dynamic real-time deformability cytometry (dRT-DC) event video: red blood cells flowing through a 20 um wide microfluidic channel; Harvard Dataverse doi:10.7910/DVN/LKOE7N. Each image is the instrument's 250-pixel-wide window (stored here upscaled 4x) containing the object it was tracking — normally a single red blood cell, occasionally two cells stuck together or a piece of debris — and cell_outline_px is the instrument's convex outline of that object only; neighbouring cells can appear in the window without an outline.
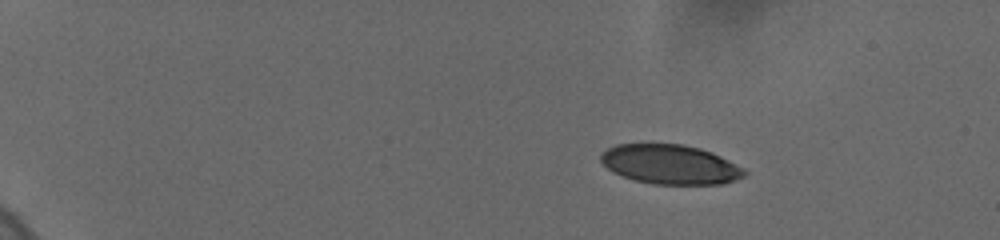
{"species": "human", "species_latin": "Homo sapiens", "temperature_condition": "cold", "stored_images_in_passage": 21, "camera_frame_rate_fps": 3000, "um_per_image_px": 0.085, "donor": {"sex": "female"}, "frame": {"image": 1, "passage_image": 7, "time_ms": 3.0, "image_size_px": [1000, 240], "cell_outline_px": [[748, 172], [744, 176], [720, 184], [656, 184], [636, 180], [624, 176], [608, 168], [600, 160], [600, 152], [616, 144], [684, 144], [700, 148], [712, 152], [744, 168]], "centroid_in_image_um": [56.97, 13.96], "position_along_channel_um": 28.0, "area_um2": 32.77}}
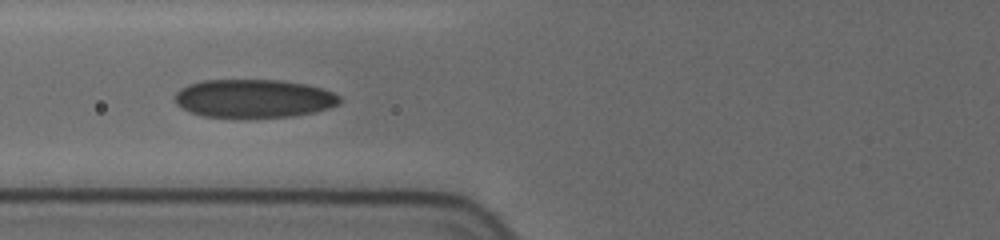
{"frame": {"image": 2, "passage_image": 17, "time_ms": 8.333, "image_size_px": [1000, 240], "cell_outline_px": [[340, 104], [328, 108], [312, 112], [292, 116], [204, 116], [188, 112], [180, 108], [176, 104], [172, 96], [180, 88], [188, 84], [200, 80], [284, 80], [304, 84], [320, 88], [332, 92], [340, 96]], "centroid_in_image_um": [21.5, 8.35], "position_along_channel_um": 104.3, "area_um2": 36.65}}
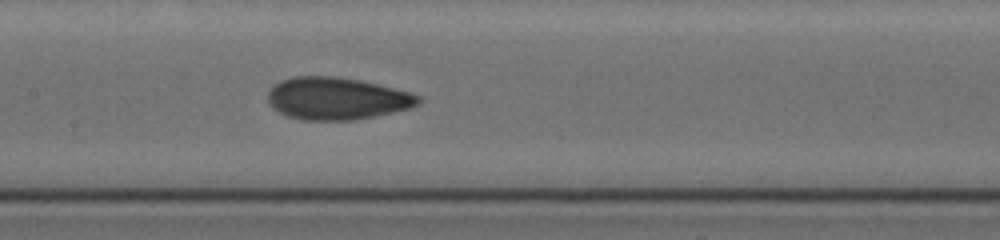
{"frame": {"image": 3, "passage_image": 21, "time_ms": 10.333, "image_size_px": [1000, 240], "cell_outline_px": [[420, 104], [412, 108], [356, 120], [304, 120], [288, 116], [272, 108], [268, 104], [268, 92], [276, 84], [292, 76], [332, 76], [360, 80], [408, 92], [420, 96]], "centroid_in_image_um": [28.63, 8.38], "position_along_channel_um": 178.8, "area_um2": 36.93}}